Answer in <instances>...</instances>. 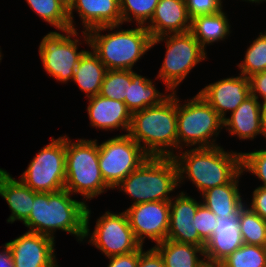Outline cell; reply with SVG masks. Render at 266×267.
Instances as JSON below:
<instances>
[{
  "instance_id": "836d02e7",
  "label": "cell",
  "mask_w": 266,
  "mask_h": 267,
  "mask_svg": "<svg viewBox=\"0 0 266 267\" xmlns=\"http://www.w3.org/2000/svg\"><path fill=\"white\" fill-rule=\"evenodd\" d=\"M242 172H250L262 181L266 188V149L242 152Z\"/></svg>"
},
{
  "instance_id": "1f68e13d",
  "label": "cell",
  "mask_w": 266,
  "mask_h": 267,
  "mask_svg": "<svg viewBox=\"0 0 266 267\" xmlns=\"http://www.w3.org/2000/svg\"><path fill=\"white\" fill-rule=\"evenodd\" d=\"M122 24L136 21L137 25L146 26L154 15L160 0H119ZM132 15V16H131Z\"/></svg>"
},
{
  "instance_id": "83f0119b",
  "label": "cell",
  "mask_w": 266,
  "mask_h": 267,
  "mask_svg": "<svg viewBox=\"0 0 266 267\" xmlns=\"http://www.w3.org/2000/svg\"><path fill=\"white\" fill-rule=\"evenodd\" d=\"M30 8L59 31L70 28L68 6L61 0H26Z\"/></svg>"
},
{
  "instance_id": "277c9868",
  "label": "cell",
  "mask_w": 266,
  "mask_h": 267,
  "mask_svg": "<svg viewBox=\"0 0 266 267\" xmlns=\"http://www.w3.org/2000/svg\"><path fill=\"white\" fill-rule=\"evenodd\" d=\"M136 26L118 31L120 25H106L81 32L85 43L98 55L107 70H133L134 64L149 51L152 43L145 26ZM107 29L115 32L101 35V31Z\"/></svg>"
},
{
  "instance_id": "f6af8a7d",
  "label": "cell",
  "mask_w": 266,
  "mask_h": 267,
  "mask_svg": "<svg viewBox=\"0 0 266 267\" xmlns=\"http://www.w3.org/2000/svg\"><path fill=\"white\" fill-rule=\"evenodd\" d=\"M262 248H263V251H264V253H265V255H266V238H265V240H264V243H263V245H262Z\"/></svg>"
},
{
  "instance_id": "ab89813d",
  "label": "cell",
  "mask_w": 266,
  "mask_h": 267,
  "mask_svg": "<svg viewBox=\"0 0 266 267\" xmlns=\"http://www.w3.org/2000/svg\"><path fill=\"white\" fill-rule=\"evenodd\" d=\"M140 255V248L131 253L108 257L107 267H137Z\"/></svg>"
},
{
  "instance_id": "9a60e30c",
  "label": "cell",
  "mask_w": 266,
  "mask_h": 267,
  "mask_svg": "<svg viewBox=\"0 0 266 267\" xmlns=\"http://www.w3.org/2000/svg\"><path fill=\"white\" fill-rule=\"evenodd\" d=\"M201 203L192 196L186 195L184 191L170 200L168 240L192 244L204 249L205 242L199 237L193 219Z\"/></svg>"
},
{
  "instance_id": "ba28073f",
  "label": "cell",
  "mask_w": 266,
  "mask_h": 267,
  "mask_svg": "<svg viewBox=\"0 0 266 267\" xmlns=\"http://www.w3.org/2000/svg\"><path fill=\"white\" fill-rule=\"evenodd\" d=\"M161 41L166 42L167 49L156 79L165 83L166 92H176L190 71L207 58V52L190 31L153 38L151 47Z\"/></svg>"
},
{
  "instance_id": "4dcf8cb0",
  "label": "cell",
  "mask_w": 266,
  "mask_h": 267,
  "mask_svg": "<svg viewBox=\"0 0 266 267\" xmlns=\"http://www.w3.org/2000/svg\"><path fill=\"white\" fill-rule=\"evenodd\" d=\"M220 267H266L262 246L243 244L218 264Z\"/></svg>"
},
{
  "instance_id": "3957f363",
  "label": "cell",
  "mask_w": 266,
  "mask_h": 267,
  "mask_svg": "<svg viewBox=\"0 0 266 267\" xmlns=\"http://www.w3.org/2000/svg\"><path fill=\"white\" fill-rule=\"evenodd\" d=\"M128 134L149 156L173 157L178 149L176 92L159 105L133 112Z\"/></svg>"
},
{
  "instance_id": "d4e9b609",
  "label": "cell",
  "mask_w": 266,
  "mask_h": 267,
  "mask_svg": "<svg viewBox=\"0 0 266 267\" xmlns=\"http://www.w3.org/2000/svg\"><path fill=\"white\" fill-rule=\"evenodd\" d=\"M153 247L161 255L165 267H204L207 264L200 246L165 239ZM199 255L204 258L200 259Z\"/></svg>"
},
{
  "instance_id": "7dc6e473",
  "label": "cell",
  "mask_w": 266,
  "mask_h": 267,
  "mask_svg": "<svg viewBox=\"0 0 266 267\" xmlns=\"http://www.w3.org/2000/svg\"><path fill=\"white\" fill-rule=\"evenodd\" d=\"M1 59H2V54H1V48H0V61H1Z\"/></svg>"
},
{
  "instance_id": "f1b7e54d",
  "label": "cell",
  "mask_w": 266,
  "mask_h": 267,
  "mask_svg": "<svg viewBox=\"0 0 266 267\" xmlns=\"http://www.w3.org/2000/svg\"><path fill=\"white\" fill-rule=\"evenodd\" d=\"M239 225L244 244L263 245L266 238V220L246 205L239 210Z\"/></svg>"
},
{
  "instance_id": "ac0fdd59",
  "label": "cell",
  "mask_w": 266,
  "mask_h": 267,
  "mask_svg": "<svg viewBox=\"0 0 266 267\" xmlns=\"http://www.w3.org/2000/svg\"><path fill=\"white\" fill-rule=\"evenodd\" d=\"M78 12L84 32L106 25H122L119 0H73L68 7L69 23L75 28L73 11Z\"/></svg>"
},
{
  "instance_id": "7a4b0ae2",
  "label": "cell",
  "mask_w": 266,
  "mask_h": 267,
  "mask_svg": "<svg viewBox=\"0 0 266 267\" xmlns=\"http://www.w3.org/2000/svg\"><path fill=\"white\" fill-rule=\"evenodd\" d=\"M72 194L63 189L58 192H37L31 214L23 223L28 231L47 235L55 239L59 229L76 236L82 242L85 236V214L87 203L72 199Z\"/></svg>"
},
{
  "instance_id": "8992f818",
  "label": "cell",
  "mask_w": 266,
  "mask_h": 267,
  "mask_svg": "<svg viewBox=\"0 0 266 267\" xmlns=\"http://www.w3.org/2000/svg\"><path fill=\"white\" fill-rule=\"evenodd\" d=\"M98 159L97 139L72 142L66 135L65 189L74 195L81 194L84 200L111 189L103 180Z\"/></svg>"
},
{
  "instance_id": "6da1fadb",
  "label": "cell",
  "mask_w": 266,
  "mask_h": 267,
  "mask_svg": "<svg viewBox=\"0 0 266 267\" xmlns=\"http://www.w3.org/2000/svg\"><path fill=\"white\" fill-rule=\"evenodd\" d=\"M173 159L178 169L179 187L188 178L201 194L230 183L242 171V152H226L221 146L193 147L175 153Z\"/></svg>"
},
{
  "instance_id": "52a82bcc",
  "label": "cell",
  "mask_w": 266,
  "mask_h": 267,
  "mask_svg": "<svg viewBox=\"0 0 266 267\" xmlns=\"http://www.w3.org/2000/svg\"><path fill=\"white\" fill-rule=\"evenodd\" d=\"M222 128H224L223 119L199 93L184 104H181L177 97L179 151L184 145L190 148L194 145L196 148L219 146L215 138Z\"/></svg>"
},
{
  "instance_id": "bcb514c9",
  "label": "cell",
  "mask_w": 266,
  "mask_h": 267,
  "mask_svg": "<svg viewBox=\"0 0 266 267\" xmlns=\"http://www.w3.org/2000/svg\"><path fill=\"white\" fill-rule=\"evenodd\" d=\"M204 267H220V266L216 264H206Z\"/></svg>"
},
{
  "instance_id": "484cf974",
  "label": "cell",
  "mask_w": 266,
  "mask_h": 267,
  "mask_svg": "<svg viewBox=\"0 0 266 267\" xmlns=\"http://www.w3.org/2000/svg\"><path fill=\"white\" fill-rule=\"evenodd\" d=\"M226 15L221 10L216 14L198 16L191 20L190 32L204 49L206 45L228 38L230 32H232Z\"/></svg>"
},
{
  "instance_id": "4fadbf2b",
  "label": "cell",
  "mask_w": 266,
  "mask_h": 267,
  "mask_svg": "<svg viewBox=\"0 0 266 267\" xmlns=\"http://www.w3.org/2000/svg\"><path fill=\"white\" fill-rule=\"evenodd\" d=\"M136 240L143 246L145 238L156 244L167 239L170 201H153L131 205L125 210Z\"/></svg>"
},
{
  "instance_id": "603a6c76",
  "label": "cell",
  "mask_w": 266,
  "mask_h": 267,
  "mask_svg": "<svg viewBox=\"0 0 266 267\" xmlns=\"http://www.w3.org/2000/svg\"><path fill=\"white\" fill-rule=\"evenodd\" d=\"M241 171L230 183L203 192L202 204L209 208L216 216L235 215L244 205L245 202L239 192L238 184Z\"/></svg>"
},
{
  "instance_id": "e0dca14e",
  "label": "cell",
  "mask_w": 266,
  "mask_h": 267,
  "mask_svg": "<svg viewBox=\"0 0 266 267\" xmlns=\"http://www.w3.org/2000/svg\"><path fill=\"white\" fill-rule=\"evenodd\" d=\"M216 221L217 228L205 243L204 253L207 264L218 265L244 242L239 225V211L232 216H216Z\"/></svg>"
},
{
  "instance_id": "e575fe53",
  "label": "cell",
  "mask_w": 266,
  "mask_h": 267,
  "mask_svg": "<svg viewBox=\"0 0 266 267\" xmlns=\"http://www.w3.org/2000/svg\"><path fill=\"white\" fill-rule=\"evenodd\" d=\"M193 219L195 220L199 237L206 243L217 228L216 215L201 203Z\"/></svg>"
},
{
  "instance_id": "4316f807",
  "label": "cell",
  "mask_w": 266,
  "mask_h": 267,
  "mask_svg": "<svg viewBox=\"0 0 266 267\" xmlns=\"http://www.w3.org/2000/svg\"><path fill=\"white\" fill-rule=\"evenodd\" d=\"M160 93L151 79L143 77L131 70V83L129 85L128 97L124 103L131 113L161 104L170 96Z\"/></svg>"
},
{
  "instance_id": "ee69618b",
  "label": "cell",
  "mask_w": 266,
  "mask_h": 267,
  "mask_svg": "<svg viewBox=\"0 0 266 267\" xmlns=\"http://www.w3.org/2000/svg\"><path fill=\"white\" fill-rule=\"evenodd\" d=\"M64 4H66L68 7L73 2V0H61Z\"/></svg>"
},
{
  "instance_id": "b9f144b4",
  "label": "cell",
  "mask_w": 266,
  "mask_h": 267,
  "mask_svg": "<svg viewBox=\"0 0 266 267\" xmlns=\"http://www.w3.org/2000/svg\"><path fill=\"white\" fill-rule=\"evenodd\" d=\"M263 128H264V133H265V138H266V103L263 104Z\"/></svg>"
},
{
  "instance_id": "44dd1931",
  "label": "cell",
  "mask_w": 266,
  "mask_h": 267,
  "mask_svg": "<svg viewBox=\"0 0 266 267\" xmlns=\"http://www.w3.org/2000/svg\"><path fill=\"white\" fill-rule=\"evenodd\" d=\"M223 127L241 140H253L259 134L264 137L263 104L256 97L248 96L230 117L223 119Z\"/></svg>"
},
{
  "instance_id": "d6986e66",
  "label": "cell",
  "mask_w": 266,
  "mask_h": 267,
  "mask_svg": "<svg viewBox=\"0 0 266 267\" xmlns=\"http://www.w3.org/2000/svg\"><path fill=\"white\" fill-rule=\"evenodd\" d=\"M87 112L90 125L101 130H125L128 134L132 113L123 101L105 98L101 95L89 97Z\"/></svg>"
},
{
  "instance_id": "f35d334b",
  "label": "cell",
  "mask_w": 266,
  "mask_h": 267,
  "mask_svg": "<svg viewBox=\"0 0 266 267\" xmlns=\"http://www.w3.org/2000/svg\"><path fill=\"white\" fill-rule=\"evenodd\" d=\"M251 95L259 100V96L263 98L262 104L266 103V70L255 73L249 77Z\"/></svg>"
},
{
  "instance_id": "7bdbcfd3",
  "label": "cell",
  "mask_w": 266,
  "mask_h": 267,
  "mask_svg": "<svg viewBox=\"0 0 266 267\" xmlns=\"http://www.w3.org/2000/svg\"><path fill=\"white\" fill-rule=\"evenodd\" d=\"M242 1H246V2H252V3H261V2H263V1H266V0H242Z\"/></svg>"
},
{
  "instance_id": "ffe728a7",
  "label": "cell",
  "mask_w": 266,
  "mask_h": 267,
  "mask_svg": "<svg viewBox=\"0 0 266 267\" xmlns=\"http://www.w3.org/2000/svg\"><path fill=\"white\" fill-rule=\"evenodd\" d=\"M151 38L167 34L185 33L191 29L189 17L184 0H160L156 6L153 17L145 26Z\"/></svg>"
},
{
  "instance_id": "60d3db41",
  "label": "cell",
  "mask_w": 266,
  "mask_h": 267,
  "mask_svg": "<svg viewBox=\"0 0 266 267\" xmlns=\"http://www.w3.org/2000/svg\"><path fill=\"white\" fill-rule=\"evenodd\" d=\"M3 249L4 250L0 252V267H14L12 250L8 243H5Z\"/></svg>"
},
{
  "instance_id": "8fae6325",
  "label": "cell",
  "mask_w": 266,
  "mask_h": 267,
  "mask_svg": "<svg viewBox=\"0 0 266 267\" xmlns=\"http://www.w3.org/2000/svg\"><path fill=\"white\" fill-rule=\"evenodd\" d=\"M98 150L103 180L112 190L149 157L129 134L98 144Z\"/></svg>"
},
{
  "instance_id": "2e32d148",
  "label": "cell",
  "mask_w": 266,
  "mask_h": 267,
  "mask_svg": "<svg viewBox=\"0 0 266 267\" xmlns=\"http://www.w3.org/2000/svg\"><path fill=\"white\" fill-rule=\"evenodd\" d=\"M224 119L251 95L249 78L240 74L206 85L198 92Z\"/></svg>"
},
{
  "instance_id": "8d00e7d4",
  "label": "cell",
  "mask_w": 266,
  "mask_h": 267,
  "mask_svg": "<svg viewBox=\"0 0 266 267\" xmlns=\"http://www.w3.org/2000/svg\"><path fill=\"white\" fill-rule=\"evenodd\" d=\"M252 194L253 197L249 205L250 207L247 203L245 205L262 219L266 220V188L260 185L254 189Z\"/></svg>"
},
{
  "instance_id": "7402d4cb",
  "label": "cell",
  "mask_w": 266,
  "mask_h": 267,
  "mask_svg": "<svg viewBox=\"0 0 266 267\" xmlns=\"http://www.w3.org/2000/svg\"><path fill=\"white\" fill-rule=\"evenodd\" d=\"M36 193L21 180L13 178L10 173L0 168V196L6 200L11 210L7 222L12 224L19 220L24 223L31 214Z\"/></svg>"
},
{
  "instance_id": "5b68a950",
  "label": "cell",
  "mask_w": 266,
  "mask_h": 267,
  "mask_svg": "<svg viewBox=\"0 0 266 267\" xmlns=\"http://www.w3.org/2000/svg\"><path fill=\"white\" fill-rule=\"evenodd\" d=\"M178 169L173 157L149 156L117 186L134 204L170 201L169 194L178 188Z\"/></svg>"
},
{
  "instance_id": "74e56055",
  "label": "cell",
  "mask_w": 266,
  "mask_h": 267,
  "mask_svg": "<svg viewBox=\"0 0 266 267\" xmlns=\"http://www.w3.org/2000/svg\"><path fill=\"white\" fill-rule=\"evenodd\" d=\"M137 267H165V266L161 255L154 247L148 249L147 251H143V246H141Z\"/></svg>"
},
{
  "instance_id": "5bb4252c",
  "label": "cell",
  "mask_w": 266,
  "mask_h": 267,
  "mask_svg": "<svg viewBox=\"0 0 266 267\" xmlns=\"http://www.w3.org/2000/svg\"><path fill=\"white\" fill-rule=\"evenodd\" d=\"M55 240L47 235L27 231L8 243L14 267H59Z\"/></svg>"
},
{
  "instance_id": "d590c367",
  "label": "cell",
  "mask_w": 266,
  "mask_h": 267,
  "mask_svg": "<svg viewBox=\"0 0 266 267\" xmlns=\"http://www.w3.org/2000/svg\"><path fill=\"white\" fill-rule=\"evenodd\" d=\"M191 20L198 16L212 15L220 12L223 7L221 0H184Z\"/></svg>"
},
{
  "instance_id": "30bf717a",
  "label": "cell",
  "mask_w": 266,
  "mask_h": 267,
  "mask_svg": "<svg viewBox=\"0 0 266 267\" xmlns=\"http://www.w3.org/2000/svg\"><path fill=\"white\" fill-rule=\"evenodd\" d=\"M90 215L91 210L87 205L84 239L90 236L88 243L98 248L107 258L137 251L142 246L134 236L125 211L119 214L106 211L97 219L91 234L88 226Z\"/></svg>"
},
{
  "instance_id": "d6a6232c",
  "label": "cell",
  "mask_w": 266,
  "mask_h": 267,
  "mask_svg": "<svg viewBox=\"0 0 266 267\" xmlns=\"http://www.w3.org/2000/svg\"><path fill=\"white\" fill-rule=\"evenodd\" d=\"M131 83V70H107L99 95L125 101Z\"/></svg>"
},
{
  "instance_id": "9c48e42d",
  "label": "cell",
  "mask_w": 266,
  "mask_h": 267,
  "mask_svg": "<svg viewBox=\"0 0 266 267\" xmlns=\"http://www.w3.org/2000/svg\"><path fill=\"white\" fill-rule=\"evenodd\" d=\"M50 142L34 156L20 180L36 192L65 189L66 135Z\"/></svg>"
},
{
  "instance_id": "cb8c5ba5",
  "label": "cell",
  "mask_w": 266,
  "mask_h": 267,
  "mask_svg": "<svg viewBox=\"0 0 266 267\" xmlns=\"http://www.w3.org/2000/svg\"><path fill=\"white\" fill-rule=\"evenodd\" d=\"M91 51L86 50L81 56L72 78L87 98L100 93L107 72L98 55L92 49Z\"/></svg>"
},
{
  "instance_id": "7c38bea8",
  "label": "cell",
  "mask_w": 266,
  "mask_h": 267,
  "mask_svg": "<svg viewBox=\"0 0 266 267\" xmlns=\"http://www.w3.org/2000/svg\"><path fill=\"white\" fill-rule=\"evenodd\" d=\"M62 32L64 33L51 31L42 38L39 56L45 72L57 81L67 84L69 80L72 81L75 68L86 50L78 52V45L82 43L76 39L79 36L77 30L69 28Z\"/></svg>"
},
{
  "instance_id": "f546056e",
  "label": "cell",
  "mask_w": 266,
  "mask_h": 267,
  "mask_svg": "<svg viewBox=\"0 0 266 267\" xmlns=\"http://www.w3.org/2000/svg\"><path fill=\"white\" fill-rule=\"evenodd\" d=\"M240 74L250 77L266 70V31L252 41L245 53V58L238 64Z\"/></svg>"
}]
</instances>
